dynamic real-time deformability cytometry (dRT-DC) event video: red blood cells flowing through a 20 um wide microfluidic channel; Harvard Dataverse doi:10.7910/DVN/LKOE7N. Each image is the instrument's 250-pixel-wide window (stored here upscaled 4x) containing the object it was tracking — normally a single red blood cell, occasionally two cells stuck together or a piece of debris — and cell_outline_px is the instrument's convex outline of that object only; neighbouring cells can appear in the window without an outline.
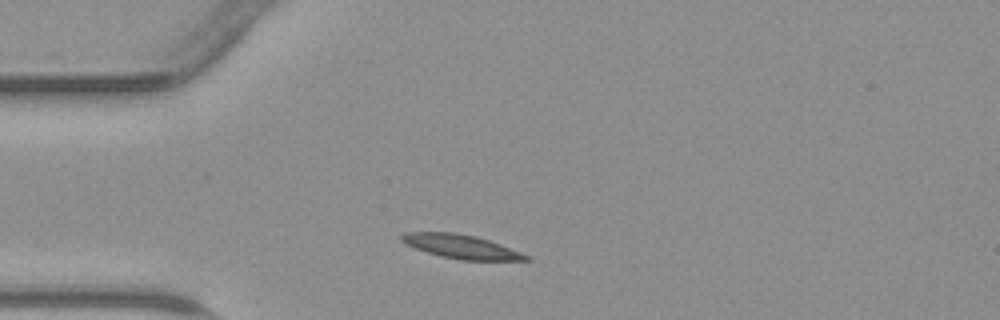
{"species": "common noctule bat (a hibernating species)", "species_latin": "Nyctalus noctula", "temperature_condition": "warm", "stored_images_in_passage": 28, "camera_frame_rate_fps": 3000, "um_per_image_px": 0.085, "animal": {"sex": "male", "body_mass_g": 23.1, "forearm_length_mm": 52.7}, "frame": {"image": 1, "passage_image": 1, "time_ms": 0.0, "image_size_px": [1000, 320], "cell_outline_px": [[532, 260], [460, 260], [440, 256], [416, 248], [400, 240], [400, 236], [404, 232], [456, 232], [476, 236], [500, 244], [520, 252], [528, 256]], "centroid_in_image_um": [39.18, 20.95], "position_along_channel_um": 45.8, "area_um2": 17.11}}
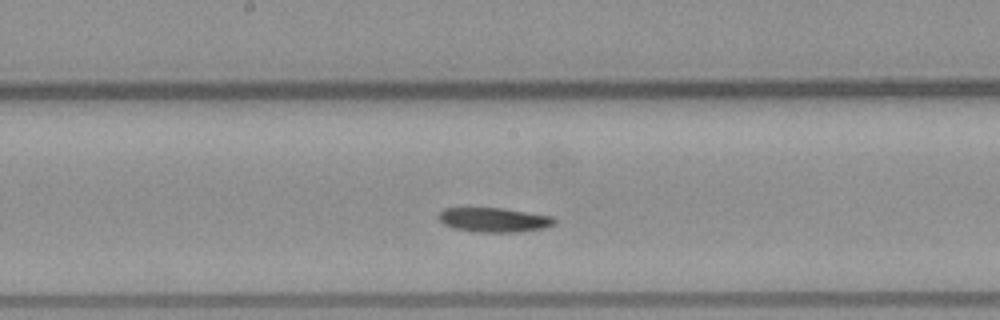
{"frame": {"image": 2, "passage_image": 13, "time_ms": 4.0, "image_size_px": [1000, 320], "cell_outline_px": [[556, 220], [552, 224], [544, 228], [520, 232], [476, 232], [452, 228], [444, 224], [436, 216], [444, 208], [504, 208], [552, 216]], "centroid_in_image_um": [41.96, 18.69], "position_along_channel_um": 206.2, "area_um2": 16.53}}
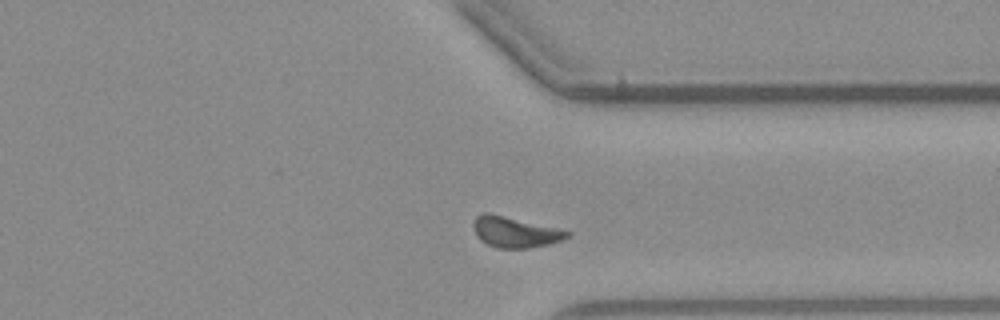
{"frame": {"image": 3, "passage_image": 24, "time_ms": 7.667, "image_size_px": [1000, 320], "cell_outline_px": [[572, 236], [564, 240], [548, 244], [528, 248], [496, 248], [480, 240], [476, 236], [472, 224], [476, 216], [484, 212], [488, 212], [560, 228], [572, 232]], "centroid_in_image_um": [43.81, 19.72], "position_along_channel_um": 367.6, "area_um2": 17.11}}